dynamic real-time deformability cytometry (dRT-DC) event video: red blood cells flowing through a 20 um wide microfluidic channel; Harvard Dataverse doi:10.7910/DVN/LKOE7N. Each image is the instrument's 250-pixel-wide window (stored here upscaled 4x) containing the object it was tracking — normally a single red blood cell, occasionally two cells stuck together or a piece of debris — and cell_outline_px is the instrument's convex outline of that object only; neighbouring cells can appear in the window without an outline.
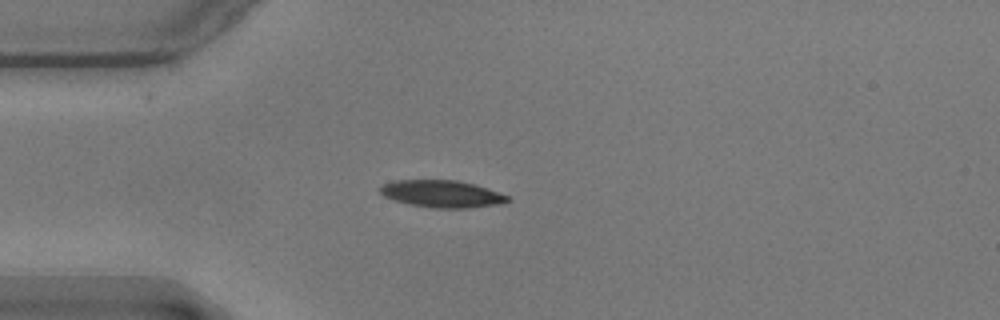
{"species": "common noctule bat (a hibernating species)", "species_latin": "Nyctalus noctula", "temperature_condition": "warm", "stored_images_in_passage": 35, "camera_frame_rate_fps": 3000, "um_per_image_px": 0.085, "animal": {"sex": "male", "body_mass_g": 17.9}, "frame": {"image": 1, "passage_image": 1, "time_ms": 0.0, "image_size_px": [1000, 320], "cell_outline_px": [[512, 200], [500, 204], [468, 208], [432, 208], [408, 204], [384, 196], [380, 192], [380, 188], [384, 184], [396, 180], [456, 180], [488, 188], [508, 196]], "centroid_in_image_um": [37.59, 16.48], "position_along_channel_um": 47.4, "area_um2": 20.06}}
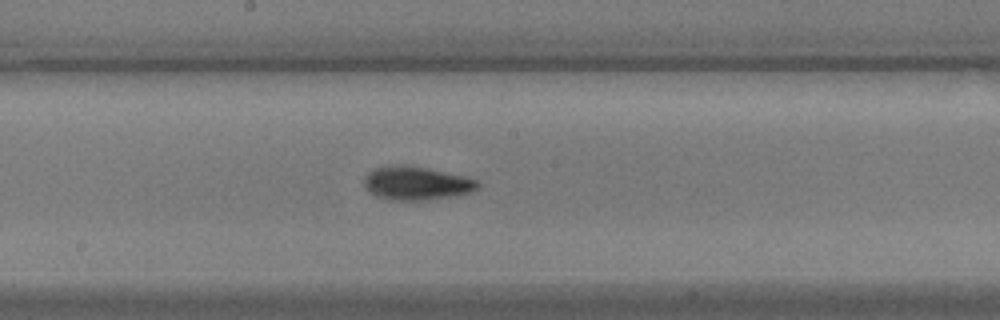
{"frame": {"image": 2, "passage_image": 16, "time_ms": 5.0, "image_size_px": [1000, 320], "cell_outline_px": [[480, 184], [476, 188], [468, 192], [448, 196], [420, 200], [392, 200], [380, 196], [372, 192], [364, 184], [364, 176], [372, 168], [388, 164], [404, 164], [428, 168], [464, 176], [476, 180]], "centroid_in_image_um": [35.33, 15.53], "position_along_channel_um": 212.9, "area_um2": 21.85}}
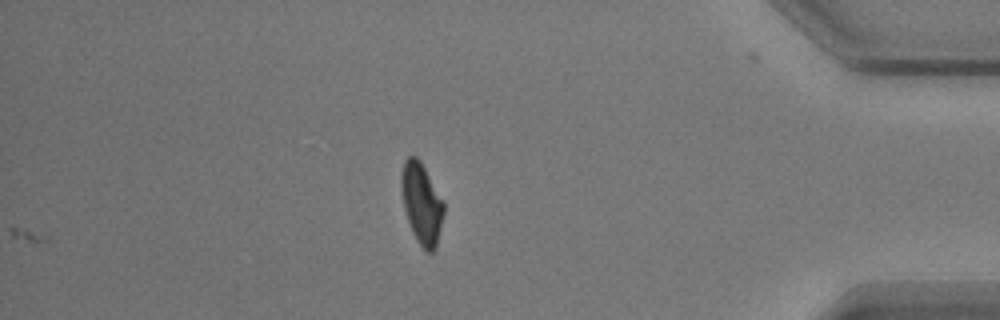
{"frame": {"image": 3, "passage_image": 35, "time_ms": 11.333, "image_size_px": [1000, 320], "cell_outline_px": [[444, 212], [436, 248], [432, 252], [424, 252], [416, 240], [412, 232], [404, 208], [400, 188], [400, 176], [404, 160], [408, 156], [416, 156], [420, 160], [444, 200]], "centroid_in_image_um": [35.83, 17.29], "position_along_channel_um": 399.4, "area_um2": 20.35}, "authors_computed_cell_mechanics": {"area_um2": 20.4034, "velocity_mm_per_s": 3.553, "shape_relaxation_time_tau1_ms": 4.1477, "shape_relaxation_time_tau2_ms": 2.4638, "deformation_change_tau1": 0.1447, "deformation_change_tau2": 0.0816}}